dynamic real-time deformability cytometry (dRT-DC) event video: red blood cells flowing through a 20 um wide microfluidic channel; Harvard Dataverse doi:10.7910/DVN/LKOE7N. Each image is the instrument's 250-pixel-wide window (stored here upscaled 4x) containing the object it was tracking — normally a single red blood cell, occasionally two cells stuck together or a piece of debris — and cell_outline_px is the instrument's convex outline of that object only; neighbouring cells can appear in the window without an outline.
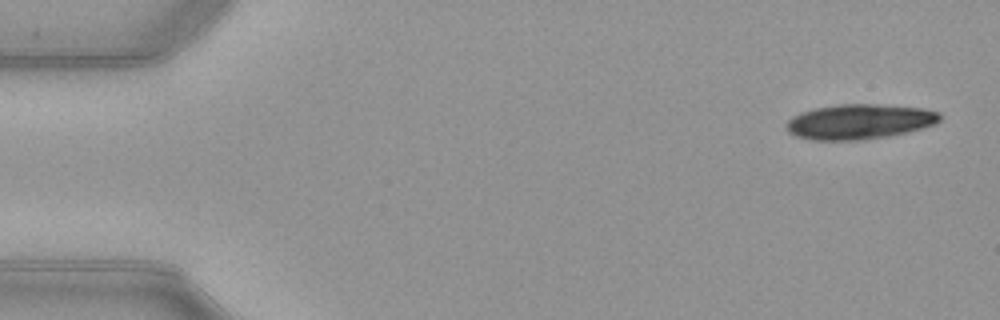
{"species": "common noctule bat (a hibernating species)", "species_latin": "Nyctalus noctula", "temperature_condition": "warm", "stored_images_in_passage": 17, "camera_frame_rate_fps": 3000, "um_per_image_px": 0.085, "animal": {"sex": "female", "body_mass_g": 21.9}, "frame": {"image": 1, "passage_image": 2, "time_ms": 0.333, "image_size_px": [1000, 320], "cell_outline_px": [[944, 116], [936, 124], [888, 136], [860, 140], [812, 140], [796, 136], [788, 132], [784, 128], [784, 124], [792, 116], [800, 112], [816, 108], [840, 104], [876, 104], [924, 108], [940, 112]], "centroid_in_image_um": [73.03, 10.33], "position_along_channel_um": 12.0, "area_um2": 31.5}}